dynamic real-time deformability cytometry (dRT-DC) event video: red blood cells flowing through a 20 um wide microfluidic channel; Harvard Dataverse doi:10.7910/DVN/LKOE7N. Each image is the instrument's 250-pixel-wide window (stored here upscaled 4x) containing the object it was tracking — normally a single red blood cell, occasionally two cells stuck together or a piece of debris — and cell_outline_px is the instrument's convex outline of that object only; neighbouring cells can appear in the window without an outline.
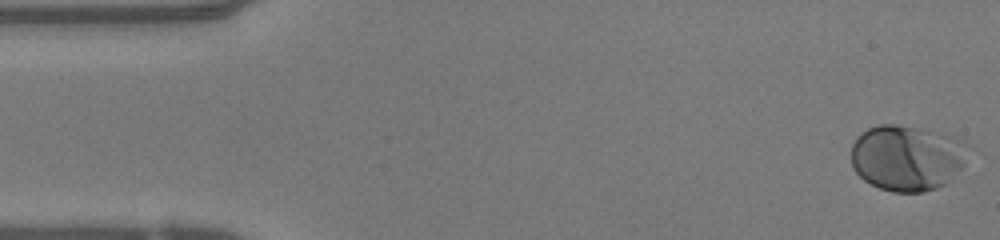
{"species": "human", "species_latin": "Homo sapiens", "temperature_condition": "warm", "stored_images_in_passage": 49, "camera_frame_rate_fps": 3000, "um_per_image_px": 0.085, "donor": {"sex": "female"}, "frame": {"image": 1, "passage_image": 1, "time_ms": 0.0, "image_size_px": [1000, 240], "cell_outline_px": [[964, 164], [944, 184], [936, 188], [924, 192], [892, 192], [880, 188], [864, 180], [852, 168], [852, 144], [856, 136], [860, 132], [868, 128], [880, 124], [896, 124], [916, 128], [952, 136], [956, 140]], "centroid_in_image_um": [76.94, 13.43], "position_along_channel_um": 8.1, "area_um2": 43.58}}
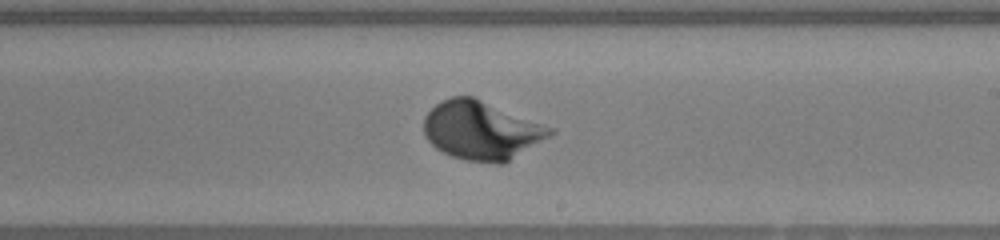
{"frame": {"image": 2, "passage_image": 28, "time_ms": 9.0, "image_size_px": [1000, 240], "cell_outline_px": [[556, 132], [504, 164], [496, 164], [468, 160], [452, 156], [436, 148], [428, 140], [424, 132], [424, 116], [436, 104], [452, 96], [472, 96], [556, 128]], "centroid_in_image_um": [40.95, 11.08], "position_along_channel_um": 248.1, "area_um2": 43.0}}
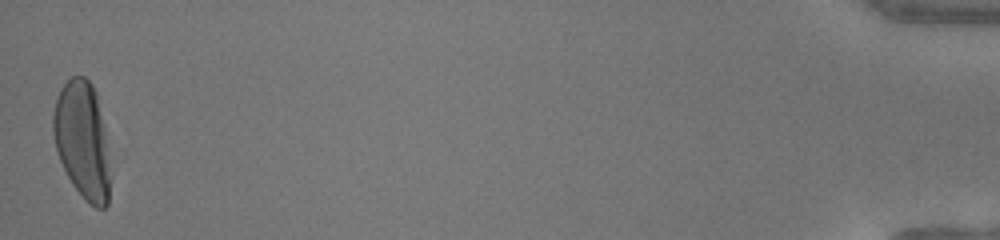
{"frame": {"image": 3, "passage_image": 49, "time_ms": 16.0, "image_size_px": [1000, 240], "cell_outline_px": [[108, 204], [104, 208], [96, 208], [88, 204], [84, 200], [72, 184], [60, 160], [56, 148], [52, 132], [52, 112], [60, 88], [72, 76], [84, 76], [92, 84], [96, 92], [104, 128], [108, 180]], "centroid_in_image_um": [6.95, 11.89], "position_along_channel_um": 428.3, "area_um2": 38.32}}